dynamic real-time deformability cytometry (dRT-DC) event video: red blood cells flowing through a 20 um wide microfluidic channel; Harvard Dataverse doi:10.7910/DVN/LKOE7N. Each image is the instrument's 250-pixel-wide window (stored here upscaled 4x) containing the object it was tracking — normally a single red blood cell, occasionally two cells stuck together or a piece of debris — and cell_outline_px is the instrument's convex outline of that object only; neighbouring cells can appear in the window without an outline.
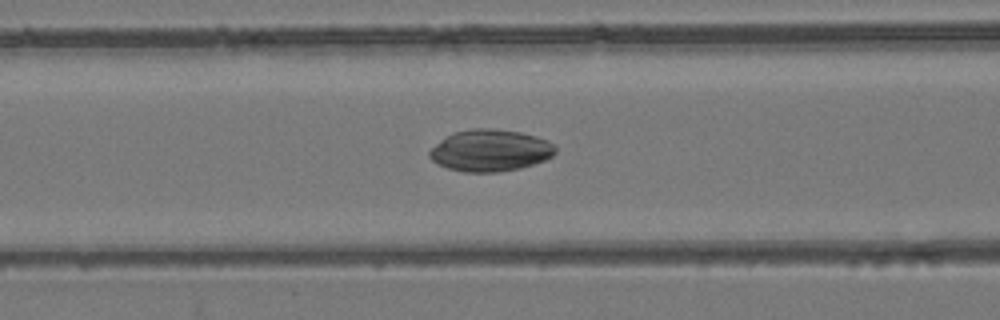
{"species": "common noctule bat (a hibernating species)", "species_latin": "Nyctalus noctula", "temperature_condition": "room temperature", "stored_images_in_passage": 54, "camera_frame_rate_fps": 3000, "um_per_image_px": 0.085, "animal": {"sex": "female", "body_mass_g": 24.6, "forearm_length_mm": 56.2}, "frame": {"image": 1, "passage_image": 23, "time_ms": 7.333, "image_size_px": [1000, 320], "cell_outline_px": [[556, 152], [552, 156], [544, 160], [520, 168], [496, 172], [464, 172], [448, 168], [436, 164], [428, 156], [428, 152], [440, 140], [452, 132], [472, 128], [492, 128], [520, 132], [536, 136], [548, 140], [556, 144]], "centroid_in_image_um": [41.66, 12.78], "position_along_channel_um": 124.9, "area_um2": 30.87}}
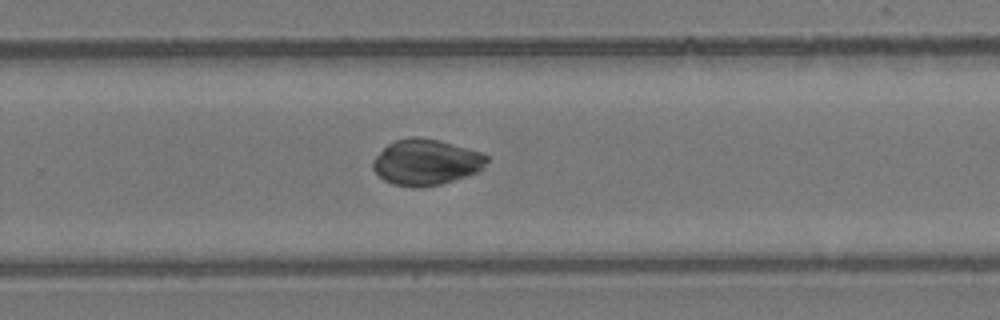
{"frame": {"image": 2, "passage_image": 36, "time_ms": 11.667, "image_size_px": [1000, 320], "cell_outline_px": [[488, 160], [480, 172], [440, 184], [420, 188], [412, 188], [392, 184], [384, 180], [372, 168], [372, 160], [388, 144], [396, 140], [408, 136], [420, 136], [440, 140], [480, 152], [488, 156]], "centroid_in_image_um": [36.21, 13.79], "position_along_channel_um": 293.6, "area_um2": 30.69}}
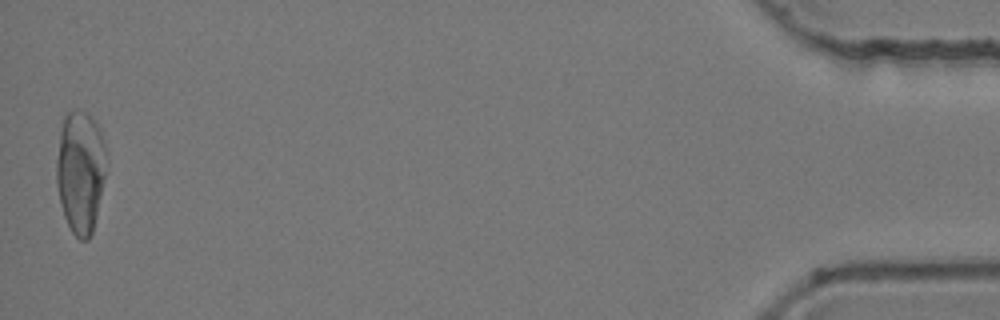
{"frame": {"image": 3, "passage_image": 54, "time_ms": 17.667, "image_size_px": [1000, 320], "cell_outline_px": [[104, 176], [96, 216], [92, 232], [88, 240], [80, 240], [72, 232], [64, 216], [60, 204], [56, 184], [56, 160], [60, 132], [64, 116], [68, 112], [76, 108], [84, 112], [100, 128], [104, 140]], "centroid_in_image_um": [6.8, 14.58], "position_along_channel_um": 428.4, "area_um2": 35.2}}